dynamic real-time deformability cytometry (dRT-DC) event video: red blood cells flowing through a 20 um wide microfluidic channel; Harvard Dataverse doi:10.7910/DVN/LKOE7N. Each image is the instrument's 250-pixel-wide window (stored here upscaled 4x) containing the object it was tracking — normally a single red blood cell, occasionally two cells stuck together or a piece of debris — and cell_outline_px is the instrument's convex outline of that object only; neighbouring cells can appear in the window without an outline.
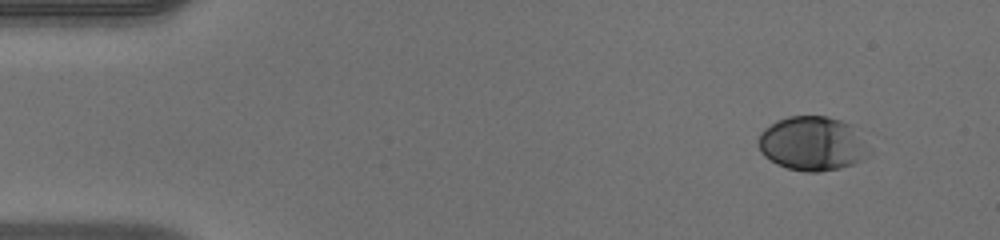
{"species": "human", "species_latin": "Homo sapiens", "temperature_condition": "warm", "stored_images_in_passage": 47, "camera_frame_rate_fps": 3000, "um_per_image_px": 0.085, "donor": {"sex": "male"}, "frame": {"image": 1, "passage_image": 1, "time_ms": 0.0, "image_size_px": [1000, 240], "cell_outline_px": [[872, 152], [864, 160], [840, 168], [820, 172], [804, 172], [788, 168], [776, 164], [764, 156], [760, 152], [760, 132], [764, 128], [776, 120], [788, 116], [828, 116], [852, 124]], "centroid_in_image_um": [69.08, 12.21], "position_along_channel_um": 15.9, "area_um2": 35.26}}
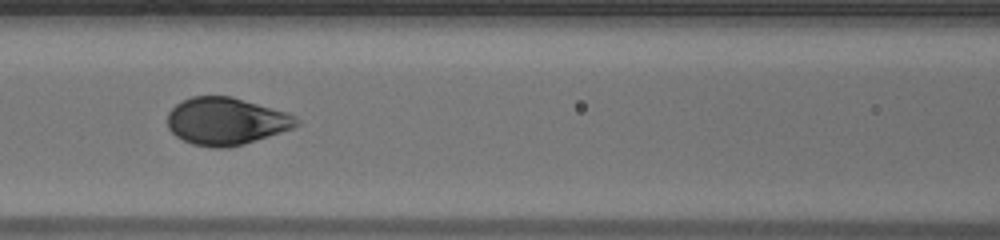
{"frame": {"image": 2, "passage_image": 19, "time_ms": 6.0, "image_size_px": [1000, 240], "cell_outline_px": [[300, 124], [292, 128], [244, 144], [228, 148], [212, 148], [192, 144], [176, 136], [168, 128], [168, 112], [176, 104], [192, 96], [232, 96], [288, 112], [296, 116], [300, 120]], "centroid_in_image_um": [19.23, 10.3], "position_along_channel_um": 147.4, "area_um2": 35.72}}
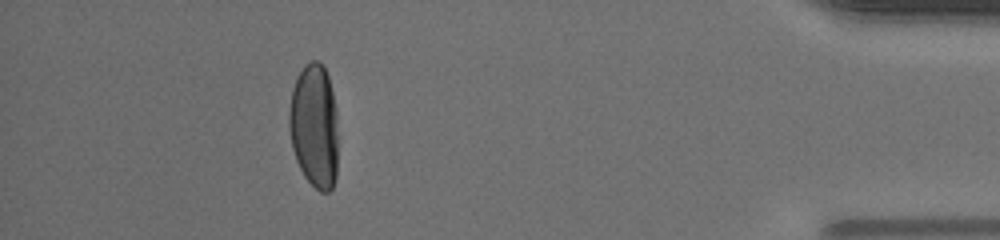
{"frame": {"image": 3, "passage_image": 42, "time_ms": 13.667, "image_size_px": [1000, 240], "cell_outline_px": [[336, 176], [332, 188], [328, 192], [320, 192], [304, 176], [296, 160], [292, 148], [288, 124], [288, 112], [292, 88], [296, 76], [304, 64], [312, 60], [320, 60], [328, 76], [332, 92], [336, 112]], "centroid_in_image_um": [26.68, 10.67], "position_along_channel_um": 408.5, "area_um2": 35.55}, "authors_computed_cell_mechanics": {"area_um2": 35.6626, "velocity_mm_per_s": 4.0983, "shape_relaxation_time_tau1_ms": 3.239, "shape_relaxation_time_tau2_ms": null, "deformation_change_tau1": 0.1873, "deformation_change_tau2": null}}